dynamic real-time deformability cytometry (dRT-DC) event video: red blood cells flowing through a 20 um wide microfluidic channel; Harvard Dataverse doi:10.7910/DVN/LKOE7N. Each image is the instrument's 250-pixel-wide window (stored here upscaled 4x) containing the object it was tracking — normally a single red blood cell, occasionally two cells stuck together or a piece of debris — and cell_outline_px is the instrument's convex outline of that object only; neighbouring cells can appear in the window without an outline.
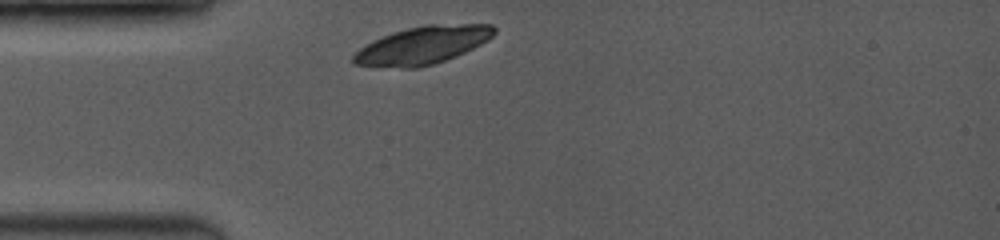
{"species": "common noctule bat (a hibernating species)", "species_latin": "Nyctalus noctula", "temperature_condition": "room temperature", "stored_images_in_passage": 1, "camera_frame_rate_fps": 3500, "um_per_image_px": 0.085, "animal": {"sex": "female", "body_mass_g": 19.0, "forearm_length_mm": 53.3}, "frame": {"image": 1, "passage_image": 1, "time_ms": 0.0, "image_size_px": [1000, 240], "cell_outline_px": [[496, 32], [488, 40], [464, 52], [444, 60], [432, 64], [416, 68], [404, 68], [356, 64], [352, 60], [352, 56], [360, 48], [372, 40], [392, 32], [424, 24], [492, 24], [496, 28]], "centroid_in_image_um": [35.93, 3.82], "position_along_channel_um": 49.1, "area_um2": 30.69}}